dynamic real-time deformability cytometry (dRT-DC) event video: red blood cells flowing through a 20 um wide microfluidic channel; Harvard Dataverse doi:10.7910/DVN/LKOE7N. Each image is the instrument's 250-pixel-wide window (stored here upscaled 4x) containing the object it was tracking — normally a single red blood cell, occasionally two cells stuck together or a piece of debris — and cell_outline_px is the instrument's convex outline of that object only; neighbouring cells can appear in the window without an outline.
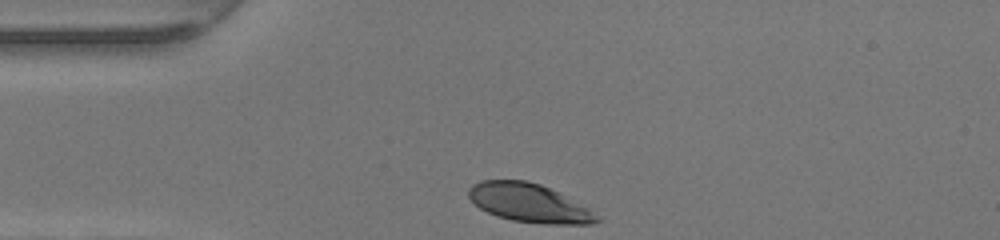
{"species": "human", "species_latin": "Homo sapiens", "temperature_condition": "warm", "stored_images_in_passage": 27, "camera_frame_rate_fps": 3000, "um_per_image_px": 0.085, "donor": {"sex": "female"}, "frame": {"image": 1, "passage_image": 1, "time_ms": 0.0, "image_size_px": [1000, 240], "cell_outline_px": [[604, 220], [592, 224], [544, 224], [512, 220], [496, 216], [480, 208], [468, 196], [468, 188], [472, 184], [480, 180], [524, 180], [540, 184], [588, 208]], "centroid_in_image_um": [44.96, 17.26], "position_along_channel_um": 40.0, "area_um2": 28.61}}
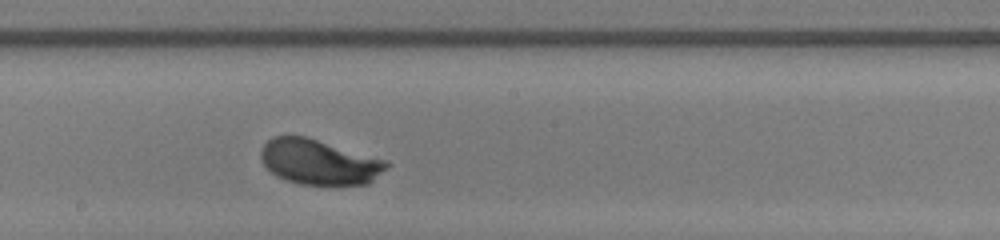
{"frame": {"image": 2, "passage_image": 16, "time_ms": 5.0, "image_size_px": [1000, 240], "cell_outline_px": [[392, 164], [388, 168], [368, 184], [300, 184], [284, 180], [276, 176], [264, 164], [260, 156], [260, 152], [264, 144], [272, 136], [304, 136], [384, 160]], "centroid_in_image_um": [27.1, 13.78], "position_along_channel_um": 221.1, "area_um2": 32.6}}
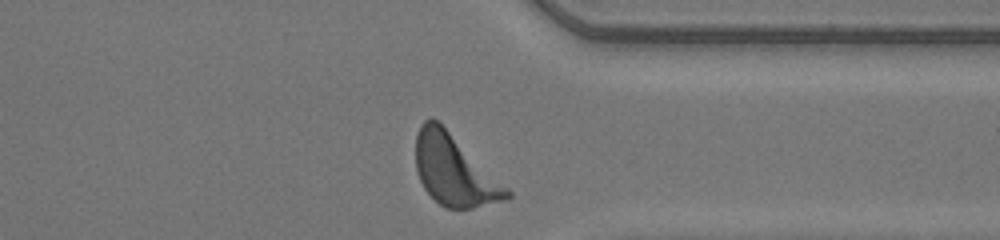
{"frame": {"image": 3, "passage_image": 27, "time_ms": 8.667, "image_size_px": [1000, 240], "cell_outline_px": [[512, 196], [500, 200], [472, 208], [444, 208], [424, 188], [420, 180], [416, 168], [416, 132], [420, 124], [424, 120], [432, 116], [508, 188], [512, 192]], "centroid_in_image_um": [38.57, 14.47], "position_along_channel_um": 372.8, "area_um2": 36.47}, "authors_computed_cell_mechanics": {"area_um2": 32.7726, "velocity_mm_per_s": 4.2234, "shape_relaxation_time_tau1_ms": 1.8546, "shape_relaxation_time_tau2_ms": null, "deformation_change_tau1": 0.1419, "deformation_change_tau2": null}}